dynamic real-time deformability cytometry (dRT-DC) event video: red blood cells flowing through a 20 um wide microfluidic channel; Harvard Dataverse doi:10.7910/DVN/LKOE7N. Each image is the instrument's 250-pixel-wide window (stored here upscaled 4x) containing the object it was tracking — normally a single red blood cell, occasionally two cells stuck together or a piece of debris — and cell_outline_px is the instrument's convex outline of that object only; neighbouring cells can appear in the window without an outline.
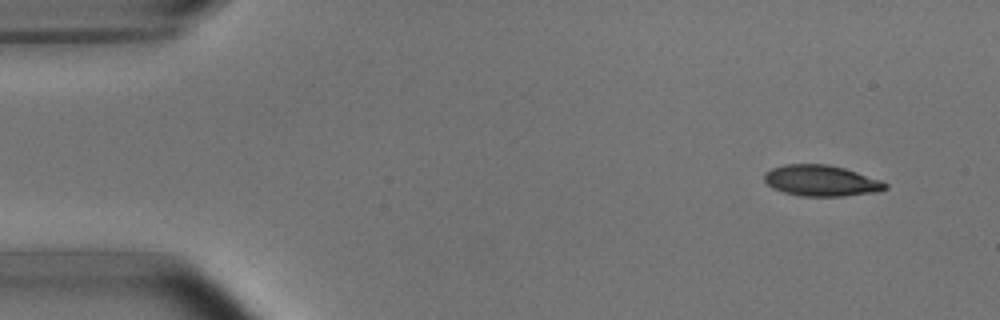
{"species": "common noctule bat (a hibernating species)", "species_latin": "Nyctalus noctula", "temperature_condition": "room temperature", "stored_images_in_passage": 5, "camera_frame_rate_fps": 3000, "um_per_image_px": 0.085, "animal": {"sex": "male", "body_mass_g": 15.6}, "frame": {"image": 1, "passage_image": 1, "time_ms": 0.0, "image_size_px": [1000, 320], "cell_outline_px": [[888, 188], [876, 192], [844, 196], [800, 196], [784, 192], [772, 188], [764, 180], [764, 172], [772, 168], [784, 164], [828, 164], [844, 168], [880, 180], [888, 184]], "centroid_in_image_um": [69.78, 15.36], "position_along_channel_um": 15.2, "area_um2": 21.85}}
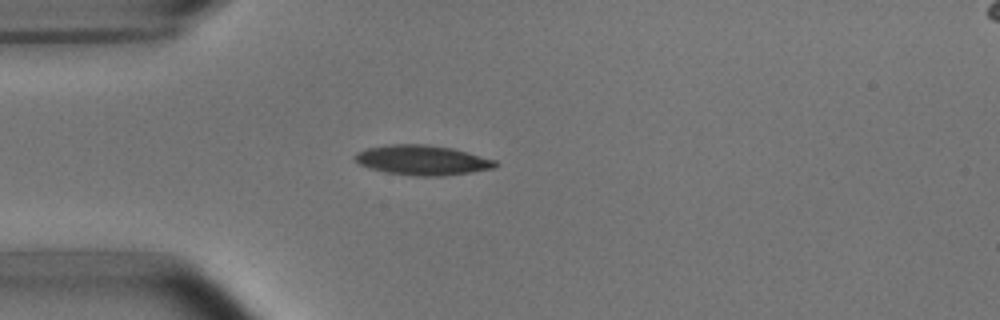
{"frame": {"image": 2, "passage_image": 4, "time_ms": 3.333, "image_size_px": [1000, 320], "cell_outline_px": [[500, 164], [496, 168], [444, 176], [412, 176], [384, 172], [368, 168], [360, 164], [352, 156], [356, 152], [368, 148], [388, 144], [424, 144], [452, 148], [496, 160]], "centroid_in_image_um": [35.89, 13.62], "position_along_channel_um": 49.1, "area_um2": 24.62}}